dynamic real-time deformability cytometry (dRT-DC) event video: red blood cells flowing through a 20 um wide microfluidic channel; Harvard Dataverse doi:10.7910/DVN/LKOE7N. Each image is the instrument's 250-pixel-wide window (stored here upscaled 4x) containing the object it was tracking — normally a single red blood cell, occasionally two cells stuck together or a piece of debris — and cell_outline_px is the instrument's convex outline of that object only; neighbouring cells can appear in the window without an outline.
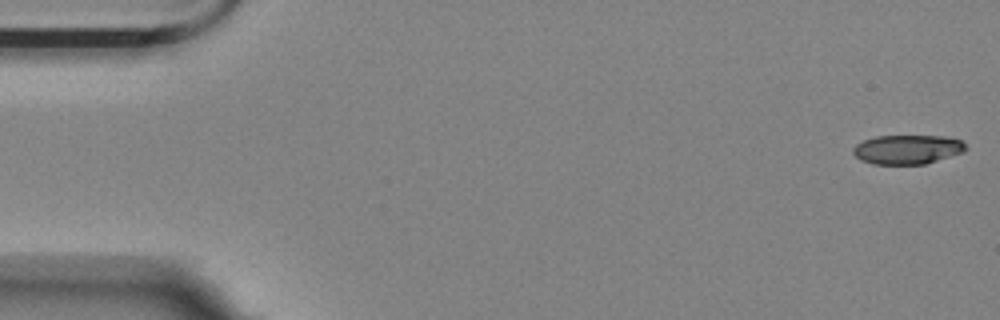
{"species": "Egyptian fruit bat (a non-hibernating species)", "species_latin": "Rousettus aegyptiacus", "temperature_condition": "room temperature", "stored_images_in_passage": 5, "camera_frame_rate_fps": 3000, "um_per_image_px": 0.085, "animal": {"sex": "female"}, "frame": {"image": 1, "passage_image": 1, "time_ms": 0.0, "image_size_px": [1000, 320], "cell_outline_px": [[968, 148], [964, 152], [924, 164], [872, 164], [860, 160], [852, 152], [852, 148], [856, 144], [864, 140], [876, 136], [944, 136], [960, 140]], "centroid_in_image_um": [77.11, 12.7], "position_along_channel_um": 7.9, "area_um2": 19.19}}